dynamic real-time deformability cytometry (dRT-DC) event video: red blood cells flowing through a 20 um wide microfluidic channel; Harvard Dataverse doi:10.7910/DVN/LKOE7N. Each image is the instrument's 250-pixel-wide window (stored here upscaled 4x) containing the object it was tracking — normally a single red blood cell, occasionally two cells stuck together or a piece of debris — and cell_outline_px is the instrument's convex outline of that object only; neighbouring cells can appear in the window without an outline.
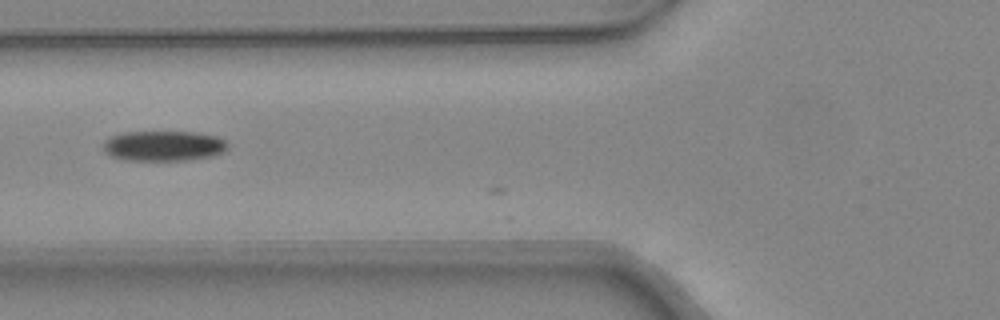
{"species": "common noctule bat (a hibernating species)", "species_latin": "Nyctalus noctula", "temperature_condition": "warm", "stored_images_in_passage": 8, "camera_frame_rate_fps": 3000, "um_per_image_px": 0.085, "animal": {"sex": "female", "body_mass_g": 24.6, "forearm_length_mm": 56.2}, "frame": {"image": 1, "passage_image": 3, "time_ms": 0.667, "image_size_px": [1000, 320], "cell_outline_px": [[228, 148], [224, 152], [212, 156], [188, 160], [128, 160], [112, 156], [104, 152], [104, 140], [112, 136], [124, 132], [192, 132], [216, 136], [224, 140], [228, 144]], "centroid_in_image_um": [13.92, 12.4], "position_along_channel_um": 111.9, "area_um2": 21.85}}
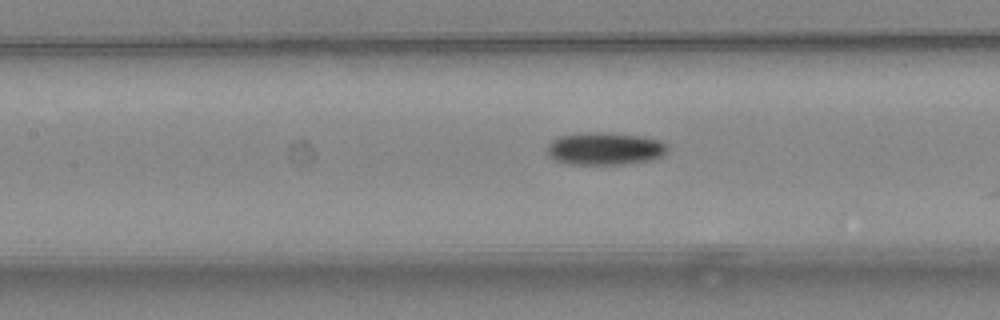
{"frame": {"image": 2, "passage_image": 6, "time_ms": 1.667, "image_size_px": [1000, 320], "cell_outline_px": [[668, 152], [664, 156], [652, 160], [624, 164], [568, 164], [556, 160], [548, 156], [548, 144], [552, 140], [560, 136], [584, 132], [612, 132], [644, 136], [660, 140], [668, 144]], "centroid_in_image_um": [51.48, 12.62], "position_along_channel_um": 155.9, "area_um2": 23.29}}